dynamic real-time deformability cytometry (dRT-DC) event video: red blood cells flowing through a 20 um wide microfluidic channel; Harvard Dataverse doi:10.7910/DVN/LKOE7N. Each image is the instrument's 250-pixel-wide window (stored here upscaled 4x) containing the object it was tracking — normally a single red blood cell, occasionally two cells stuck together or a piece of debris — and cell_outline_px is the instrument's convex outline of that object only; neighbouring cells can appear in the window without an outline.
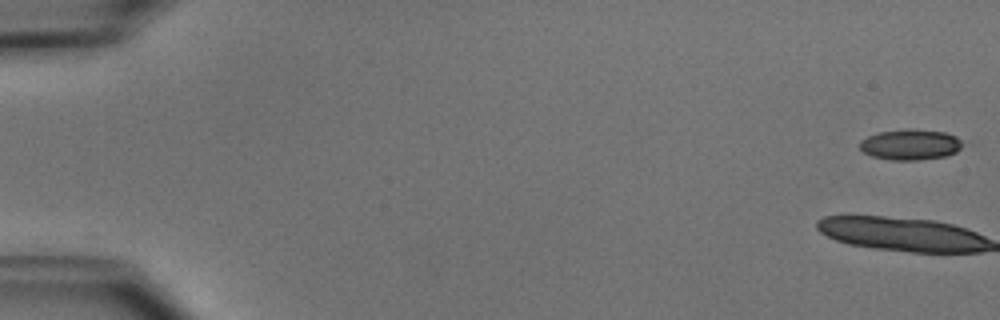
{"species": "common noctule bat (a hibernating species)", "species_latin": "Nyctalus noctula", "temperature_condition": "cold", "stored_images_in_passage": 12, "camera_frame_rate_fps": 3000, "um_per_image_px": 0.085, "animal": {"sex": "male", "body_mass_g": 15.6}, "frame": {"image": 1, "passage_image": 1, "time_ms": 0.0, "image_size_px": [1000, 320], "cell_outline_px": [[972, 144], [948, 156], [920, 160], [892, 160], [872, 156], [864, 152], [860, 148], [860, 140], [868, 136], [880, 132], [908, 128], [912, 128], [944, 132], [956, 136]], "centroid_in_image_um": [77.51, 12.29], "position_along_channel_um": 7.5, "area_um2": 18.96}}